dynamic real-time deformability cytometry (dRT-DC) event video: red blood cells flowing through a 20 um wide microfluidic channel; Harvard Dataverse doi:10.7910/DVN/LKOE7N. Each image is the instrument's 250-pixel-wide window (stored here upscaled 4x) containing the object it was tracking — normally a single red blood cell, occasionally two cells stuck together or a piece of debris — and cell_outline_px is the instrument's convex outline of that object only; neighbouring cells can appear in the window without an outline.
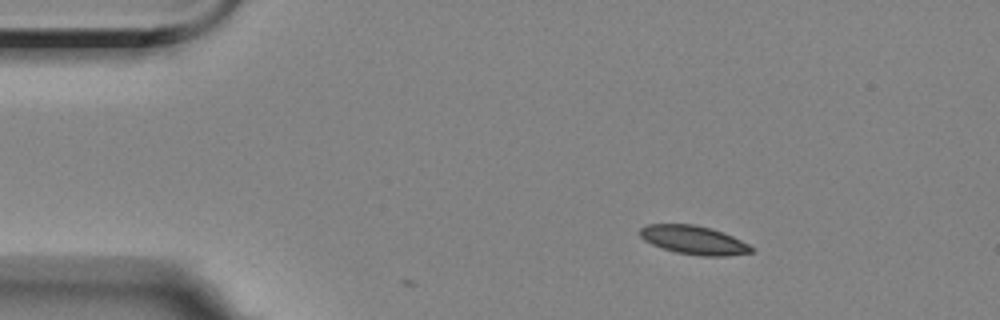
{"species": "Egyptian fruit bat (a non-hibernating species)", "species_latin": "Rousettus aegyptiacus", "temperature_condition": "room temperature", "stored_images_in_passage": 6, "camera_frame_rate_fps": 3000, "um_per_image_px": 0.085, "animal": {"sex": "female"}, "frame": {"image": 1, "passage_image": 3, "time_ms": 2.333, "image_size_px": [1000, 320], "cell_outline_px": [[756, 248], [752, 252], [728, 256], [700, 256], [676, 252], [652, 244], [644, 240], [640, 236], [640, 228], [648, 224], [696, 224], [712, 228], [732, 236]], "centroid_in_image_um": [58.99, 20.4], "position_along_channel_um": 26.0, "area_um2": 18.61}}